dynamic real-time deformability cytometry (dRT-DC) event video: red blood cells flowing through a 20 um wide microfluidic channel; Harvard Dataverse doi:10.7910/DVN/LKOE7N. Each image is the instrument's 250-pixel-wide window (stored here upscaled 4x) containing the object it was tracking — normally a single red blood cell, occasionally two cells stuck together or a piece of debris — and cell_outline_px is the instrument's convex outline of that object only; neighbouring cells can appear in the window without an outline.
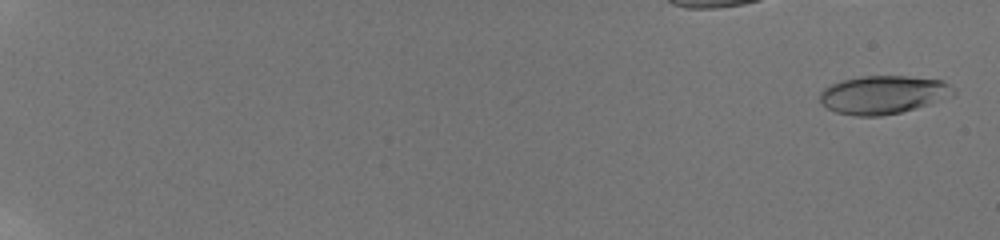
{"species": "human", "species_latin": "Homo sapiens", "temperature_condition": "room temperature", "stored_images_in_passage": 68, "camera_frame_rate_fps": 3000, "um_per_image_px": 0.085, "donor": {"sex": "male"}, "frame": {"image": 1, "passage_image": 2, "time_ms": 0.333, "image_size_px": [1000, 240], "cell_outline_px": [[956, 96], [916, 108], [900, 112], [880, 116], [856, 116], [836, 112], [828, 108], [820, 100], [820, 92], [824, 88], [832, 84], [844, 80], [860, 76], [908, 76], [940, 80], [948, 84], [956, 92]], "centroid_in_image_um": [75.11, 8.05], "position_along_channel_um": 9.9, "area_um2": 29.71}}